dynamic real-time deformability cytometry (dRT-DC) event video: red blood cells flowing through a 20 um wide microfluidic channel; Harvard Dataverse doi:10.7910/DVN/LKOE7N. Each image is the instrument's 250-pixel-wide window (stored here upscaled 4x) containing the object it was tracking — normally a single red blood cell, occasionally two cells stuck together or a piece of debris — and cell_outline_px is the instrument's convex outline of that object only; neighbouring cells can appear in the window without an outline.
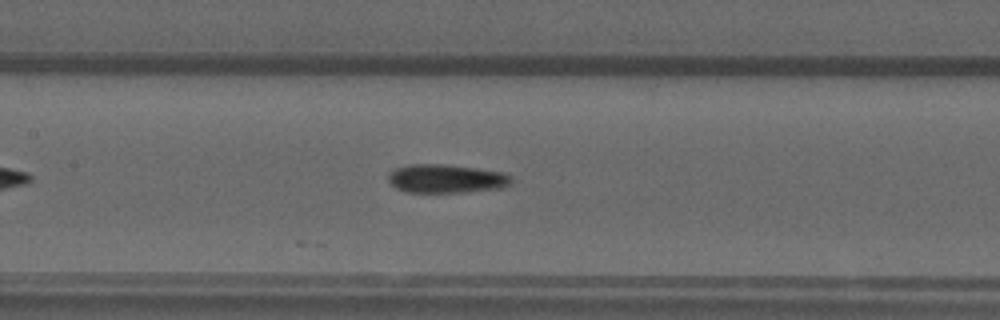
{"species": "common noctule bat (a hibernating species)", "species_latin": "Nyctalus noctula", "temperature_condition": "warm", "stored_images_in_passage": 22, "camera_frame_rate_fps": 3000, "um_per_image_px": 0.085, "animal": {"sex": "male", "forearm_length_mm": 52.5}, "frame": {"image": 1, "passage_image": 15, "time_ms": 4.667, "image_size_px": [1000, 320], "cell_outline_px": [[512, 184], [500, 188], [468, 192], [408, 192], [396, 188], [388, 180], [388, 172], [396, 168], [408, 164], [440, 164], [476, 168], [504, 172], [512, 176]], "centroid_in_image_um": [37.94, 15.18], "position_along_channel_um": 169.5, "area_um2": 20.63}}
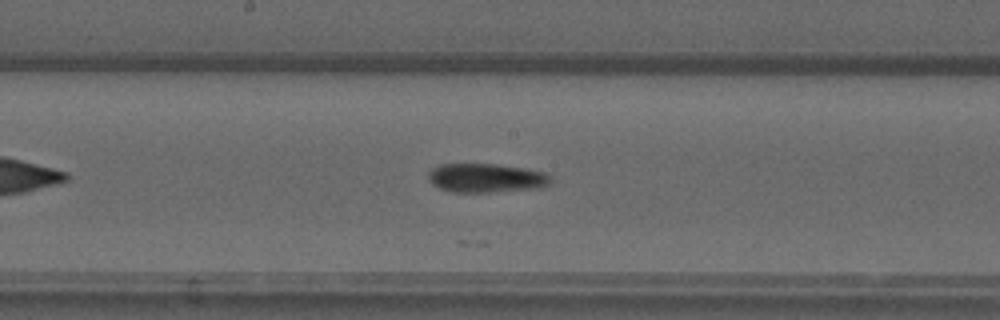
{"frame": {"image": 2, "passage_image": 18, "time_ms": 5.667, "image_size_px": [1000, 320], "cell_outline_px": [[548, 184], [540, 188], [488, 192], [452, 192], [440, 188], [432, 184], [428, 180], [428, 172], [432, 168], [440, 164], [496, 164], [544, 172], [548, 176]], "centroid_in_image_um": [41.23, 15.13], "position_along_channel_um": 207.0, "area_um2": 20.4}}